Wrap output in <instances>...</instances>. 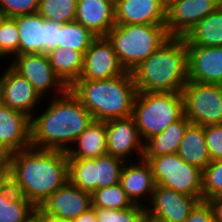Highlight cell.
Instances as JSON below:
<instances>
[{
	"label": "cell",
	"instance_id": "1",
	"mask_svg": "<svg viewBox=\"0 0 222 222\" xmlns=\"http://www.w3.org/2000/svg\"><path fill=\"white\" fill-rule=\"evenodd\" d=\"M3 175L36 208L68 181L67 153L28 147L4 159Z\"/></svg>",
	"mask_w": 222,
	"mask_h": 222
},
{
	"label": "cell",
	"instance_id": "2",
	"mask_svg": "<svg viewBox=\"0 0 222 222\" xmlns=\"http://www.w3.org/2000/svg\"><path fill=\"white\" fill-rule=\"evenodd\" d=\"M49 99L48 108L31 117V146L67 152L94 119L69 88Z\"/></svg>",
	"mask_w": 222,
	"mask_h": 222
},
{
	"label": "cell",
	"instance_id": "3",
	"mask_svg": "<svg viewBox=\"0 0 222 222\" xmlns=\"http://www.w3.org/2000/svg\"><path fill=\"white\" fill-rule=\"evenodd\" d=\"M131 73L137 91L182 92L188 81L186 41L171 37Z\"/></svg>",
	"mask_w": 222,
	"mask_h": 222
},
{
	"label": "cell",
	"instance_id": "4",
	"mask_svg": "<svg viewBox=\"0 0 222 222\" xmlns=\"http://www.w3.org/2000/svg\"><path fill=\"white\" fill-rule=\"evenodd\" d=\"M69 89L94 120L132 116L137 89L129 71L107 80H77Z\"/></svg>",
	"mask_w": 222,
	"mask_h": 222
},
{
	"label": "cell",
	"instance_id": "5",
	"mask_svg": "<svg viewBox=\"0 0 222 222\" xmlns=\"http://www.w3.org/2000/svg\"><path fill=\"white\" fill-rule=\"evenodd\" d=\"M120 65L132 72L171 37L165 25L116 24L106 36Z\"/></svg>",
	"mask_w": 222,
	"mask_h": 222
},
{
	"label": "cell",
	"instance_id": "6",
	"mask_svg": "<svg viewBox=\"0 0 222 222\" xmlns=\"http://www.w3.org/2000/svg\"><path fill=\"white\" fill-rule=\"evenodd\" d=\"M184 115L182 92L137 91L132 117L143 143Z\"/></svg>",
	"mask_w": 222,
	"mask_h": 222
},
{
	"label": "cell",
	"instance_id": "7",
	"mask_svg": "<svg viewBox=\"0 0 222 222\" xmlns=\"http://www.w3.org/2000/svg\"><path fill=\"white\" fill-rule=\"evenodd\" d=\"M152 169L156 185L203 201L202 170L186 163L177 153L143 156Z\"/></svg>",
	"mask_w": 222,
	"mask_h": 222
},
{
	"label": "cell",
	"instance_id": "8",
	"mask_svg": "<svg viewBox=\"0 0 222 222\" xmlns=\"http://www.w3.org/2000/svg\"><path fill=\"white\" fill-rule=\"evenodd\" d=\"M68 181L92 194L96 189L109 187L120 181L124 160L105 154L97 158H67Z\"/></svg>",
	"mask_w": 222,
	"mask_h": 222
},
{
	"label": "cell",
	"instance_id": "9",
	"mask_svg": "<svg viewBox=\"0 0 222 222\" xmlns=\"http://www.w3.org/2000/svg\"><path fill=\"white\" fill-rule=\"evenodd\" d=\"M182 95L184 114L191 124H222V93L218 84L187 81Z\"/></svg>",
	"mask_w": 222,
	"mask_h": 222
},
{
	"label": "cell",
	"instance_id": "10",
	"mask_svg": "<svg viewBox=\"0 0 222 222\" xmlns=\"http://www.w3.org/2000/svg\"><path fill=\"white\" fill-rule=\"evenodd\" d=\"M9 63L14 71L32 84L43 99L51 90L55 92L53 95L55 97L68 89L55 74L47 54L16 55Z\"/></svg>",
	"mask_w": 222,
	"mask_h": 222
},
{
	"label": "cell",
	"instance_id": "11",
	"mask_svg": "<svg viewBox=\"0 0 222 222\" xmlns=\"http://www.w3.org/2000/svg\"><path fill=\"white\" fill-rule=\"evenodd\" d=\"M199 202L198 198L156 185L145 206L146 218L152 222H184Z\"/></svg>",
	"mask_w": 222,
	"mask_h": 222
},
{
	"label": "cell",
	"instance_id": "12",
	"mask_svg": "<svg viewBox=\"0 0 222 222\" xmlns=\"http://www.w3.org/2000/svg\"><path fill=\"white\" fill-rule=\"evenodd\" d=\"M106 124V151L125 162L136 153L140 160L143 158L144 143L132 116L111 119Z\"/></svg>",
	"mask_w": 222,
	"mask_h": 222
},
{
	"label": "cell",
	"instance_id": "13",
	"mask_svg": "<svg viewBox=\"0 0 222 222\" xmlns=\"http://www.w3.org/2000/svg\"><path fill=\"white\" fill-rule=\"evenodd\" d=\"M218 8V0H175L166 9V29L170 37L184 38L198 22Z\"/></svg>",
	"mask_w": 222,
	"mask_h": 222
},
{
	"label": "cell",
	"instance_id": "14",
	"mask_svg": "<svg viewBox=\"0 0 222 222\" xmlns=\"http://www.w3.org/2000/svg\"><path fill=\"white\" fill-rule=\"evenodd\" d=\"M124 72L108 38L96 37L84 53V66L78 80H107Z\"/></svg>",
	"mask_w": 222,
	"mask_h": 222
},
{
	"label": "cell",
	"instance_id": "15",
	"mask_svg": "<svg viewBox=\"0 0 222 222\" xmlns=\"http://www.w3.org/2000/svg\"><path fill=\"white\" fill-rule=\"evenodd\" d=\"M7 66L0 75V102L31 118L43 98L26 78Z\"/></svg>",
	"mask_w": 222,
	"mask_h": 222
},
{
	"label": "cell",
	"instance_id": "16",
	"mask_svg": "<svg viewBox=\"0 0 222 222\" xmlns=\"http://www.w3.org/2000/svg\"><path fill=\"white\" fill-rule=\"evenodd\" d=\"M31 118L0 102V156H7L31 146Z\"/></svg>",
	"mask_w": 222,
	"mask_h": 222
},
{
	"label": "cell",
	"instance_id": "17",
	"mask_svg": "<svg viewBox=\"0 0 222 222\" xmlns=\"http://www.w3.org/2000/svg\"><path fill=\"white\" fill-rule=\"evenodd\" d=\"M90 207L91 194L67 181L48 197L40 209L46 215L73 220Z\"/></svg>",
	"mask_w": 222,
	"mask_h": 222
},
{
	"label": "cell",
	"instance_id": "18",
	"mask_svg": "<svg viewBox=\"0 0 222 222\" xmlns=\"http://www.w3.org/2000/svg\"><path fill=\"white\" fill-rule=\"evenodd\" d=\"M188 81L219 84L222 82V46L187 45Z\"/></svg>",
	"mask_w": 222,
	"mask_h": 222
},
{
	"label": "cell",
	"instance_id": "19",
	"mask_svg": "<svg viewBox=\"0 0 222 222\" xmlns=\"http://www.w3.org/2000/svg\"><path fill=\"white\" fill-rule=\"evenodd\" d=\"M128 163L125 162L122 167L119 183L134 204L145 206L142 204L143 201L149 203L152 192L156 187L152 169L143 158L137 159V162H134L135 164L132 161Z\"/></svg>",
	"mask_w": 222,
	"mask_h": 222
},
{
	"label": "cell",
	"instance_id": "20",
	"mask_svg": "<svg viewBox=\"0 0 222 222\" xmlns=\"http://www.w3.org/2000/svg\"><path fill=\"white\" fill-rule=\"evenodd\" d=\"M116 24L165 25L166 8L159 0H114Z\"/></svg>",
	"mask_w": 222,
	"mask_h": 222
},
{
	"label": "cell",
	"instance_id": "21",
	"mask_svg": "<svg viewBox=\"0 0 222 222\" xmlns=\"http://www.w3.org/2000/svg\"><path fill=\"white\" fill-rule=\"evenodd\" d=\"M75 20L96 37H106L116 25L114 0H77Z\"/></svg>",
	"mask_w": 222,
	"mask_h": 222
},
{
	"label": "cell",
	"instance_id": "22",
	"mask_svg": "<svg viewBox=\"0 0 222 222\" xmlns=\"http://www.w3.org/2000/svg\"><path fill=\"white\" fill-rule=\"evenodd\" d=\"M13 18L19 31V55L46 54V20L38 12Z\"/></svg>",
	"mask_w": 222,
	"mask_h": 222
},
{
	"label": "cell",
	"instance_id": "23",
	"mask_svg": "<svg viewBox=\"0 0 222 222\" xmlns=\"http://www.w3.org/2000/svg\"><path fill=\"white\" fill-rule=\"evenodd\" d=\"M37 208L23 195L17 193L11 182L0 177V222H31Z\"/></svg>",
	"mask_w": 222,
	"mask_h": 222
},
{
	"label": "cell",
	"instance_id": "24",
	"mask_svg": "<svg viewBox=\"0 0 222 222\" xmlns=\"http://www.w3.org/2000/svg\"><path fill=\"white\" fill-rule=\"evenodd\" d=\"M66 153L67 158H97L107 154L105 122L93 120Z\"/></svg>",
	"mask_w": 222,
	"mask_h": 222
},
{
	"label": "cell",
	"instance_id": "25",
	"mask_svg": "<svg viewBox=\"0 0 222 222\" xmlns=\"http://www.w3.org/2000/svg\"><path fill=\"white\" fill-rule=\"evenodd\" d=\"M177 154L186 163L202 171L211 162L207 150L204 127L190 124L181 140Z\"/></svg>",
	"mask_w": 222,
	"mask_h": 222
},
{
	"label": "cell",
	"instance_id": "26",
	"mask_svg": "<svg viewBox=\"0 0 222 222\" xmlns=\"http://www.w3.org/2000/svg\"><path fill=\"white\" fill-rule=\"evenodd\" d=\"M191 122L184 115L180 120L170 123L160 134L144 143L143 156H160L177 153L181 140Z\"/></svg>",
	"mask_w": 222,
	"mask_h": 222
},
{
	"label": "cell",
	"instance_id": "27",
	"mask_svg": "<svg viewBox=\"0 0 222 222\" xmlns=\"http://www.w3.org/2000/svg\"><path fill=\"white\" fill-rule=\"evenodd\" d=\"M55 74L69 88L80 78L84 66V53L57 47L47 53Z\"/></svg>",
	"mask_w": 222,
	"mask_h": 222
},
{
	"label": "cell",
	"instance_id": "28",
	"mask_svg": "<svg viewBox=\"0 0 222 222\" xmlns=\"http://www.w3.org/2000/svg\"><path fill=\"white\" fill-rule=\"evenodd\" d=\"M186 45L222 46V10L217 9L198 22L184 37Z\"/></svg>",
	"mask_w": 222,
	"mask_h": 222
},
{
	"label": "cell",
	"instance_id": "29",
	"mask_svg": "<svg viewBox=\"0 0 222 222\" xmlns=\"http://www.w3.org/2000/svg\"><path fill=\"white\" fill-rule=\"evenodd\" d=\"M95 38L96 36L76 20L60 24L59 47L61 48L85 53Z\"/></svg>",
	"mask_w": 222,
	"mask_h": 222
},
{
	"label": "cell",
	"instance_id": "30",
	"mask_svg": "<svg viewBox=\"0 0 222 222\" xmlns=\"http://www.w3.org/2000/svg\"><path fill=\"white\" fill-rule=\"evenodd\" d=\"M92 206L120 210L133 207L135 204L122 189L120 183L96 189L91 194Z\"/></svg>",
	"mask_w": 222,
	"mask_h": 222
},
{
	"label": "cell",
	"instance_id": "31",
	"mask_svg": "<svg viewBox=\"0 0 222 222\" xmlns=\"http://www.w3.org/2000/svg\"><path fill=\"white\" fill-rule=\"evenodd\" d=\"M77 0H40L38 13L51 22L64 24L75 20Z\"/></svg>",
	"mask_w": 222,
	"mask_h": 222
},
{
	"label": "cell",
	"instance_id": "32",
	"mask_svg": "<svg viewBox=\"0 0 222 222\" xmlns=\"http://www.w3.org/2000/svg\"><path fill=\"white\" fill-rule=\"evenodd\" d=\"M98 222H145V206L135 204L120 210L94 207Z\"/></svg>",
	"mask_w": 222,
	"mask_h": 222
},
{
	"label": "cell",
	"instance_id": "33",
	"mask_svg": "<svg viewBox=\"0 0 222 222\" xmlns=\"http://www.w3.org/2000/svg\"><path fill=\"white\" fill-rule=\"evenodd\" d=\"M203 201L222 196V159L211 161L202 171Z\"/></svg>",
	"mask_w": 222,
	"mask_h": 222
},
{
	"label": "cell",
	"instance_id": "34",
	"mask_svg": "<svg viewBox=\"0 0 222 222\" xmlns=\"http://www.w3.org/2000/svg\"><path fill=\"white\" fill-rule=\"evenodd\" d=\"M0 54L4 60L19 55V31L13 17H7L0 26Z\"/></svg>",
	"mask_w": 222,
	"mask_h": 222
},
{
	"label": "cell",
	"instance_id": "35",
	"mask_svg": "<svg viewBox=\"0 0 222 222\" xmlns=\"http://www.w3.org/2000/svg\"><path fill=\"white\" fill-rule=\"evenodd\" d=\"M40 0H0V7L8 17L33 14L38 11Z\"/></svg>",
	"mask_w": 222,
	"mask_h": 222
},
{
	"label": "cell",
	"instance_id": "36",
	"mask_svg": "<svg viewBox=\"0 0 222 222\" xmlns=\"http://www.w3.org/2000/svg\"><path fill=\"white\" fill-rule=\"evenodd\" d=\"M204 134L210 160L222 159V124L205 126Z\"/></svg>",
	"mask_w": 222,
	"mask_h": 222
},
{
	"label": "cell",
	"instance_id": "37",
	"mask_svg": "<svg viewBox=\"0 0 222 222\" xmlns=\"http://www.w3.org/2000/svg\"><path fill=\"white\" fill-rule=\"evenodd\" d=\"M213 212L207 201H200L184 222H212Z\"/></svg>",
	"mask_w": 222,
	"mask_h": 222
},
{
	"label": "cell",
	"instance_id": "38",
	"mask_svg": "<svg viewBox=\"0 0 222 222\" xmlns=\"http://www.w3.org/2000/svg\"><path fill=\"white\" fill-rule=\"evenodd\" d=\"M60 24L46 20V54L59 47Z\"/></svg>",
	"mask_w": 222,
	"mask_h": 222
},
{
	"label": "cell",
	"instance_id": "39",
	"mask_svg": "<svg viewBox=\"0 0 222 222\" xmlns=\"http://www.w3.org/2000/svg\"><path fill=\"white\" fill-rule=\"evenodd\" d=\"M206 201L212 208L213 219L222 222V196L211 197Z\"/></svg>",
	"mask_w": 222,
	"mask_h": 222
},
{
	"label": "cell",
	"instance_id": "40",
	"mask_svg": "<svg viewBox=\"0 0 222 222\" xmlns=\"http://www.w3.org/2000/svg\"><path fill=\"white\" fill-rule=\"evenodd\" d=\"M72 222H98L95 208L92 206L77 218L73 219Z\"/></svg>",
	"mask_w": 222,
	"mask_h": 222
},
{
	"label": "cell",
	"instance_id": "41",
	"mask_svg": "<svg viewBox=\"0 0 222 222\" xmlns=\"http://www.w3.org/2000/svg\"><path fill=\"white\" fill-rule=\"evenodd\" d=\"M36 218L40 222H72V220L62 219L51 215H46L40 208H37Z\"/></svg>",
	"mask_w": 222,
	"mask_h": 222
},
{
	"label": "cell",
	"instance_id": "42",
	"mask_svg": "<svg viewBox=\"0 0 222 222\" xmlns=\"http://www.w3.org/2000/svg\"><path fill=\"white\" fill-rule=\"evenodd\" d=\"M7 14L4 12V10L0 7V26L3 24V22L7 19Z\"/></svg>",
	"mask_w": 222,
	"mask_h": 222
},
{
	"label": "cell",
	"instance_id": "43",
	"mask_svg": "<svg viewBox=\"0 0 222 222\" xmlns=\"http://www.w3.org/2000/svg\"><path fill=\"white\" fill-rule=\"evenodd\" d=\"M167 9L175 0H159Z\"/></svg>",
	"mask_w": 222,
	"mask_h": 222
},
{
	"label": "cell",
	"instance_id": "44",
	"mask_svg": "<svg viewBox=\"0 0 222 222\" xmlns=\"http://www.w3.org/2000/svg\"><path fill=\"white\" fill-rule=\"evenodd\" d=\"M4 159L0 156V177L3 175Z\"/></svg>",
	"mask_w": 222,
	"mask_h": 222
},
{
	"label": "cell",
	"instance_id": "45",
	"mask_svg": "<svg viewBox=\"0 0 222 222\" xmlns=\"http://www.w3.org/2000/svg\"><path fill=\"white\" fill-rule=\"evenodd\" d=\"M218 7L222 10V0H218Z\"/></svg>",
	"mask_w": 222,
	"mask_h": 222
},
{
	"label": "cell",
	"instance_id": "46",
	"mask_svg": "<svg viewBox=\"0 0 222 222\" xmlns=\"http://www.w3.org/2000/svg\"><path fill=\"white\" fill-rule=\"evenodd\" d=\"M31 222H40L36 217Z\"/></svg>",
	"mask_w": 222,
	"mask_h": 222
},
{
	"label": "cell",
	"instance_id": "47",
	"mask_svg": "<svg viewBox=\"0 0 222 222\" xmlns=\"http://www.w3.org/2000/svg\"><path fill=\"white\" fill-rule=\"evenodd\" d=\"M220 89H221V93H222V82L218 84Z\"/></svg>",
	"mask_w": 222,
	"mask_h": 222
}]
</instances>
